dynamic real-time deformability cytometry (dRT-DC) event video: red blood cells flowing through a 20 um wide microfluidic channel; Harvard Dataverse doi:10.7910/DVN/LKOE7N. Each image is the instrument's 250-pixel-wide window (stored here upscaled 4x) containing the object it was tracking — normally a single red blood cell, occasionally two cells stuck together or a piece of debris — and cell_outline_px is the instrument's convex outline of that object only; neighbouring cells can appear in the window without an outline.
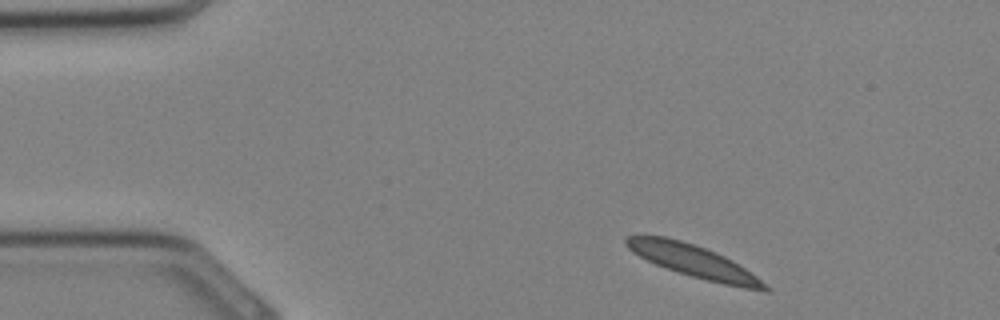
{"species": "Egyptian fruit bat (a non-hibernating species)", "species_latin": "Rousettus aegyptiacus", "temperature_condition": "cold", "stored_images_in_passage": 30, "camera_frame_rate_fps": 3000, "um_per_image_px": 0.085, "animal": {"sex": "female"}, "frame": {"image": 1, "passage_image": 1, "time_ms": 0.0, "image_size_px": [1000, 320], "cell_outline_px": [[772, 292], [764, 292], [724, 284], [692, 276], [656, 264], [632, 252], [624, 244], [624, 236], [664, 236], [680, 240], [716, 252], [732, 260], [756, 276], [772, 288]], "centroid_in_image_um": [59.0, 22.22], "position_along_channel_um": 26.0, "area_um2": 25.78}}
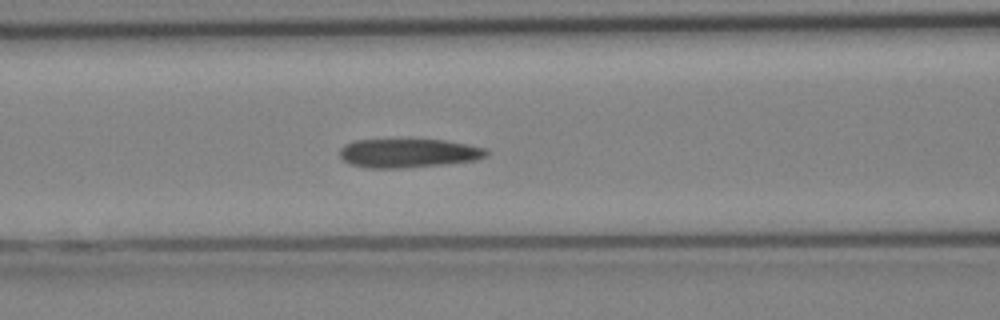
{"frame": {"image": 2, "passage_image": 10, "time_ms": 3.0, "image_size_px": [1000, 320], "cell_outline_px": [[488, 156], [476, 160], [444, 164], [400, 168], [368, 168], [348, 164], [340, 156], [340, 148], [344, 144], [356, 140], [444, 140], [468, 144], [488, 148]], "centroid_in_image_um": [34.73, 13.02], "position_along_channel_um": 131.9, "area_um2": 24.74}}
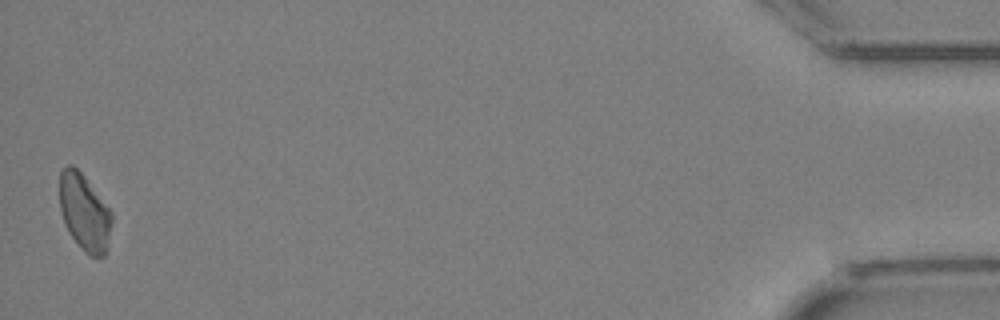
{"frame": {"image": 3, "passage_image": 30, "time_ms": 9.667, "image_size_px": [1000, 320], "cell_outline_px": [[112, 220], [104, 256], [92, 256], [84, 252], [68, 232], [64, 224], [60, 208], [60, 172], [68, 164], [72, 164], [84, 176], [112, 212]], "centroid_in_image_um": [7.15, 18.04], "position_along_channel_um": 428.0, "area_um2": 23.0}}